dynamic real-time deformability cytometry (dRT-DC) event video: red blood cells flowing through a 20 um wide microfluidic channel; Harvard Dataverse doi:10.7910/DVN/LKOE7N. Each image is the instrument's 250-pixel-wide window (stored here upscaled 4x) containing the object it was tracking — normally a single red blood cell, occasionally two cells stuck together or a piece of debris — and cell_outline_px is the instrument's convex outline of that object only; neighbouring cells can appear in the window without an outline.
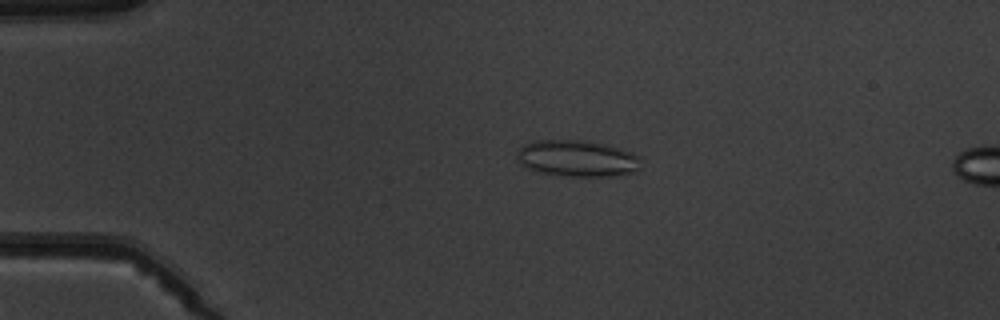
{"species": "common noctule bat (a hibernating species)", "species_latin": "Nyctalus noctula", "temperature_condition": "warm", "stored_images_in_passage": 5, "camera_frame_rate_fps": 3000, "um_per_image_px": 0.085, "animal": {"sex": "male", "body_mass_g": 19.5, "forearm_length_mm": 54.6}, "frame": {"image": 1, "passage_image": 3, "time_ms": 3.333, "image_size_px": [1000, 320], "cell_outline_px": [[636, 172], [612, 176], [572, 176], [544, 172], [528, 168], [520, 164], [516, 156], [516, 152], [524, 144], [532, 140], [588, 140], [620, 148], [632, 152], [636, 156]], "centroid_in_image_um": [48.99, 13.44], "position_along_channel_um": 36.0, "area_um2": 25.95}}